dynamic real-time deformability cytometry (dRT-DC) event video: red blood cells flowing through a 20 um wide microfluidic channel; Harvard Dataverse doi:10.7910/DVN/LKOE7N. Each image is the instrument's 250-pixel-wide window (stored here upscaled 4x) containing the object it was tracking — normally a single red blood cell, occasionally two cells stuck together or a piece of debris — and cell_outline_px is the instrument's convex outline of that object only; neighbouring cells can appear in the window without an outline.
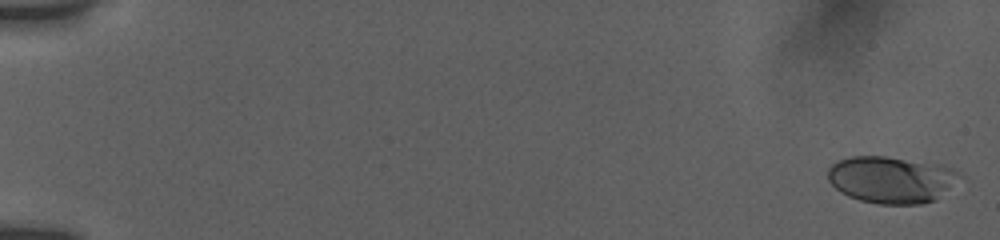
{"species": "human", "species_latin": "Homo sapiens", "temperature_condition": "room temperature", "stored_images_in_passage": 55, "camera_frame_rate_fps": 3000, "um_per_image_px": 0.085, "donor": {"sex": "female"}, "frame": {"image": 1, "passage_image": 2, "time_ms": 0.333, "image_size_px": [1000, 240], "cell_outline_px": [[968, 180], [936, 200], [920, 204], [880, 204], [860, 200], [848, 196], [840, 192], [828, 180], [828, 168], [836, 160], [852, 156], [884, 156], [944, 164], [960, 172]], "centroid_in_image_um": [75.91, 15.26], "position_along_channel_um": 9.1, "area_um2": 37.17}}
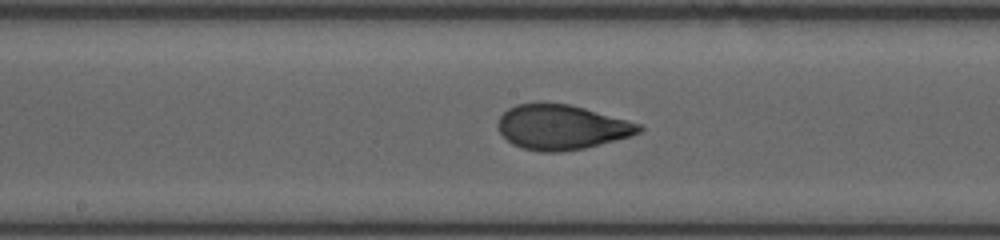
{"frame": {"image": 2, "passage_image": 31, "time_ms": 10.0, "image_size_px": [1000, 240], "cell_outline_px": [[644, 128], [640, 132], [616, 140], [584, 148], [560, 152], [540, 152], [524, 148], [512, 144], [500, 132], [496, 124], [500, 116], [508, 108], [516, 104], [568, 104], [584, 108], [628, 120], [640, 124]], "centroid_in_image_um": [47.72, 10.82], "position_along_channel_um": 200.5, "area_um2": 36.41}}
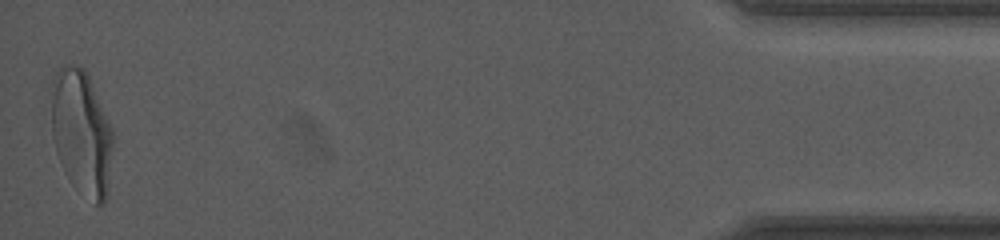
{"frame": {"image": 3, "passage_image": 55, "time_ms": 18.0, "image_size_px": [1000, 240], "cell_outline_px": [[112, 148], [108, 192], [104, 204], [96, 204], [64, 172], [56, 152], [52, 136], [52, 80], [56, 72], [64, 64], [84, 68], [88, 76], [112, 128]], "centroid_in_image_um": [6.92, 11.24], "position_along_channel_um": 428.3, "area_um2": 43.99}, "authors_computed_cell_mechanics": {"area_um2": 36.2406, "velocity_mm_per_s": 3.8539, "shape_relaxation_time_tau1_ms": 4.0102, "shape_relaxation_time_tau2_ms": null, "deformation_change_tau1": 0.1971, "deformation_change_tau2": null}}